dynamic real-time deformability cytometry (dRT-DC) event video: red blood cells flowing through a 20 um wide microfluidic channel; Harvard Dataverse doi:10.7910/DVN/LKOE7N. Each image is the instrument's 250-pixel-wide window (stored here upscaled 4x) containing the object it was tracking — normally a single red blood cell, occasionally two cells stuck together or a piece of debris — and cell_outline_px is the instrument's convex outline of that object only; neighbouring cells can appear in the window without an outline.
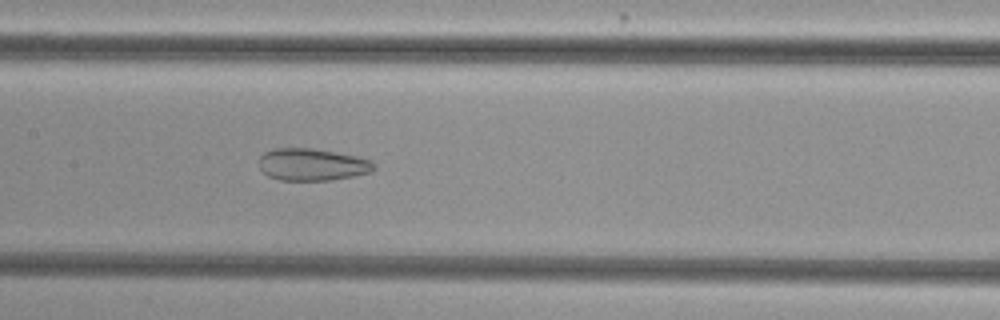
{"species": "common noctule bat (a hibernating species)", "species_latin": "Nyctalus noctula", "temperature_condition": "cold", "stored_images_in_passage": 55, "camera_frame_rate_fps": 3000, "um_per_image_px": 0.085, "animal": {"sex": "female", "body_mass_g": 29.2, "forearm_length_mm": 56.3}, "frame": {"image": 1, "passage_image": 28, "time_ms": 9.0, "image_size_px": [1000, 320], "cell_outline_px": [[376, 168], [372, 172], [332, 180], [280, 180], [268, 176], [260, 168], [260, 156], [264, 152], [272, 148], [312, 148], [336, 152], [356, 156], [372, 160], [376, 164]], "centroid_in_image_um": [26.56, 13.98], "position_along_channel_um": 180.8, "area_um2": 21.68}}
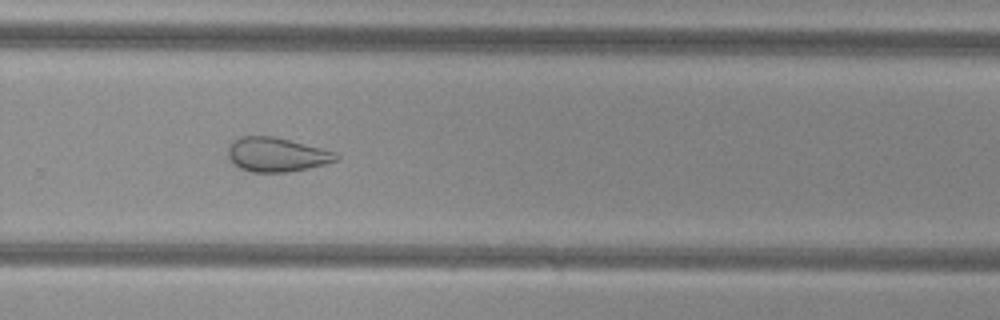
{"frame": {"image": 2, "passage_image": 38, "time_ms": 12.333, "image_size_px": [1000, 320], "cell_outline_px": [[340, 156], [336, 160], [324, 164], [308, 168], [288, 172], [252, 172], [240, 168], [232, 164], [228, 156], [228, 148], [232, 140], [240, 136], [276, 136], [336, 152]], "centroid_in_image_um": [23.48, 13.13], "position_along_channel_um": 306.3, "area_um2": 21.68}}
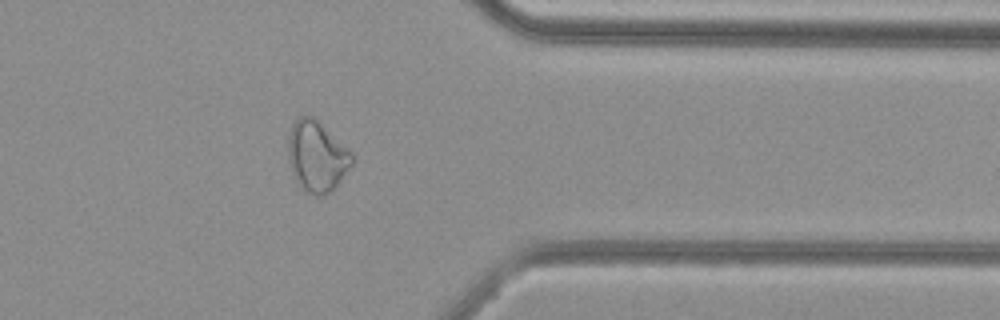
{"frame": {"image": 3, "passage_image": 45, "time_ms": 14.667, "image_size_px": [1000, 320], "cell_outline_px": [[352, 164], [336, 188], [324, 196], [316, 196], [304, 192], [296, 184], [288, 160], [288, 136], [292, 124], [300, 116], [316, 116], [352, 152]], "centroid_in_image_um": [26.92, 13.3], "position_along_channel_um": 384.5, "area_um2": 26.99}, "authors_computed_cell_mechanics": {"area_um2": 28.611, "velocity_mm_per_s": 3.7673, "shape_relaxation_time_tau1_ms": null, "shape_relaxation_time_tau2_ms": 2.0577, "deformation_change_tau1": null, "deformation_change_tau2": 0.0942}}